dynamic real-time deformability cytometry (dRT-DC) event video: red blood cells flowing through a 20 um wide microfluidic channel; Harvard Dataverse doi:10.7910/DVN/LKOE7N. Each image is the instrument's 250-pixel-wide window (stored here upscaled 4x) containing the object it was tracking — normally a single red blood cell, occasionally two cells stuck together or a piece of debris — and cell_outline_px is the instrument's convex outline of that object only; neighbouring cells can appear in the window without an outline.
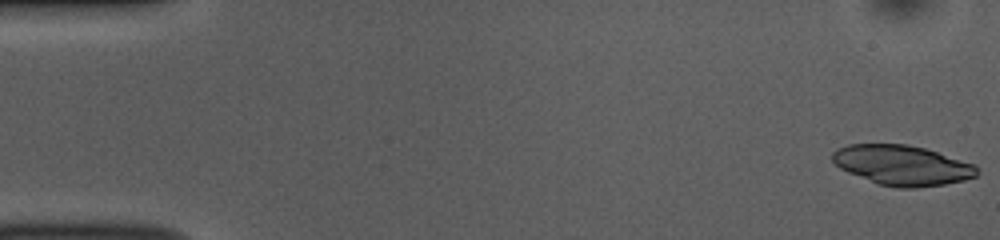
{"species": "common noctule bat (a hibernating species)", "species_latin": "Nyctalus noctula", "temperature_condition": "room temperature", "stored_images_in_passage": 49, "camera_frame_rate_fps": 3000, "um_per_image_px": 0.085, "animal": {"sex": "female", "body_mass_g": 10.0, "forearm_length_mm": 53.1}, "frame": {"image": 1, "passage_image": 1, "time_ms": 0.0, "image_size_px": [1000, 240], "cell_outline_px": [[976, 176], [964, 180], [944, 184], [916, 188], [896, 188], [880, 184], [848, 172], [840, 168], [832, 160], [832, 152], [848, 144], [904, 144], [924, 148], [976, 164]], "centroid_in_image_um": [76.69, 14.04], "position_along_channel_um": 8.3, "area_um2": 33.41}}